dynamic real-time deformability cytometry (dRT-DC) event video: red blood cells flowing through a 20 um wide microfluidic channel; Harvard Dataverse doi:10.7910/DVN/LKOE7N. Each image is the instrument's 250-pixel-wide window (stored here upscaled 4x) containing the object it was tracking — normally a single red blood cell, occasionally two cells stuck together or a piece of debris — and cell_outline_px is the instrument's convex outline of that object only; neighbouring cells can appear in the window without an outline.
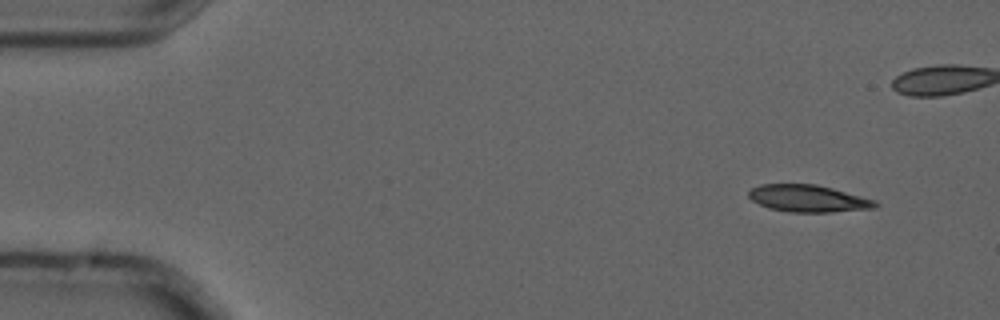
{"species": "common noctule bat (a hibernating species)", "species_latin": "Nyctalus noctula", "temperature_condition": "cold", "stored_images_in_passage": 5, "camera_frame_rate_fps": 3000, "um_per_image_px": 0.085, "animal": {"sex": "male", "forearm_length_mm": 52.5}, "frame": {"image": 1, "passage_image": 1, "time_ms": 0.0, "image_size_px": [1000, 320], "cell_outline_px": [[880, 204], [876, 208], [832, 212], [788, 212], [768, 208], [752, 200], [748, 196], [748, 192], [752, 188], [760, 184], [816, 184], [832, 188], [876, 200]], "centroid_in_image_um": [68.71, 16.87], "position_along_channel_um": 16.3, "area_um2": 20.06}}